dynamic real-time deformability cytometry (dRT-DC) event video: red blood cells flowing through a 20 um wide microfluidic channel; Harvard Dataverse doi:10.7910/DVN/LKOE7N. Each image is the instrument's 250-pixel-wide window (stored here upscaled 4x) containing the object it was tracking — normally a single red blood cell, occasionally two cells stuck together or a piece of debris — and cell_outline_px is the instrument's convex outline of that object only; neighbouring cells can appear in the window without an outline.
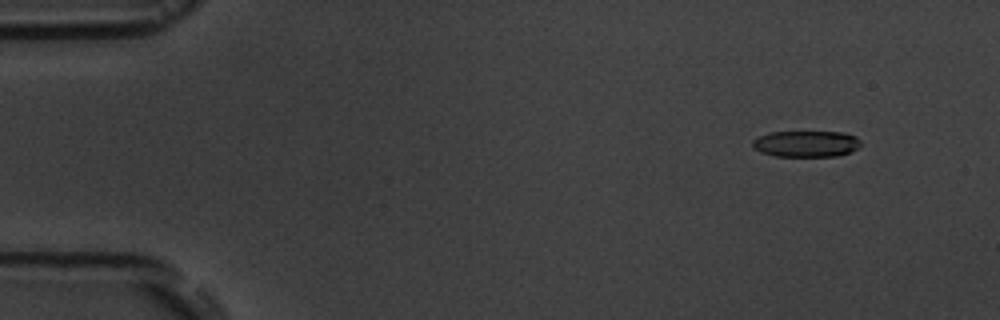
{"species": "common noctule bat (a hibernating species)", "species_latin": "Nyctalus noctula", "temperature_condition": "room temperature", "stored_images_in_passage": 5, "camera_frame_rate_fps": 3000, "um_per_image_px": 0.085, "animal": {"sex": "male", "body_mass_g": 19.5, "forearm_length_mm": 54.6}, "frame": {"image": 1, "passage_image": 2, "time_ms": 1.333, "image_size_px": [1000, 320], "cell_outline_px": [[860, 144], [852, 152], [836, 156], [776, 156], [760, 152], [752, 144], [752, 140], [760, 136], [772, 132], [844, 132], [856, 136], [860, 140]], "centroid_in_image_um": [68.55, 12.22], "position_along_channel_um": 16.5, "area_um2": 16.47}}
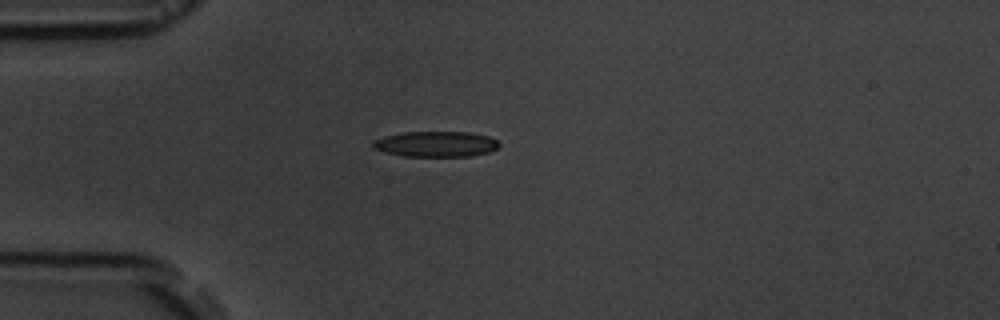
{"frame": {"image": 2, "passage_image": 5, "time_ms": 4.667, "image_size_px": [1000, 320], "cell_outline_px": [[500, 144], [496, 148], [488, 152], [468, 156], [404, 156], [384, 152], [372, 148], [372, 140], [384, 136], [404, 132], [468, 132], [488, 136], [496, 140]], "centroid_in_image_um": [37.0, 12.24], "position_along_channel_um": 48.0, "area_um2": 18.73}}